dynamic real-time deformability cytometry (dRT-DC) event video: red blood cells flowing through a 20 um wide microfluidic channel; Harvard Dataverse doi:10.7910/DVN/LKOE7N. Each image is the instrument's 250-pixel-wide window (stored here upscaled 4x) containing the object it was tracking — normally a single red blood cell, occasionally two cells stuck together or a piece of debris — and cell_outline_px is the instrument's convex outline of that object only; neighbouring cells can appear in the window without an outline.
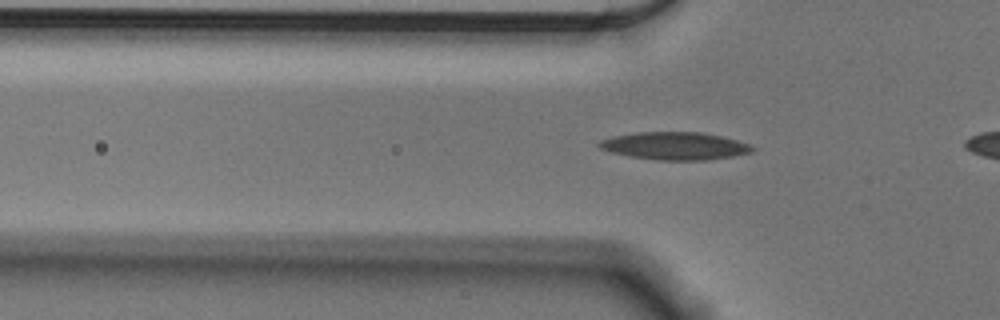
{"species": "Egyptian fruit bat (a non-hibernating species)", "species_latin": "Rousettus aegyptiacus", "temperature_condition": "cold", "stored_images_in_passage": 20, "camera_frame_rate_fps": 3000, "um_per_image_px": 0.085, "animal": {"sex": "male"}, "frame": {"image": 1, "passage_image": 17, "time_ms": 5.333, "image_size_px": [1000, 320], "cell_outline_px": [[756, 148], [752, 152], [732, 156], [708, 160], [656, 160], [632, 156], [612, 152], [600, 148], [596, 144], [600, 140], [612, 136], [636, 132], [700, 132], [720, 136], [736, 140], [748, 144]], "centroid_in_image_um": [57.35, 12.4], "position_along_channel_um": 68.5, "area_um2": 24.57}}